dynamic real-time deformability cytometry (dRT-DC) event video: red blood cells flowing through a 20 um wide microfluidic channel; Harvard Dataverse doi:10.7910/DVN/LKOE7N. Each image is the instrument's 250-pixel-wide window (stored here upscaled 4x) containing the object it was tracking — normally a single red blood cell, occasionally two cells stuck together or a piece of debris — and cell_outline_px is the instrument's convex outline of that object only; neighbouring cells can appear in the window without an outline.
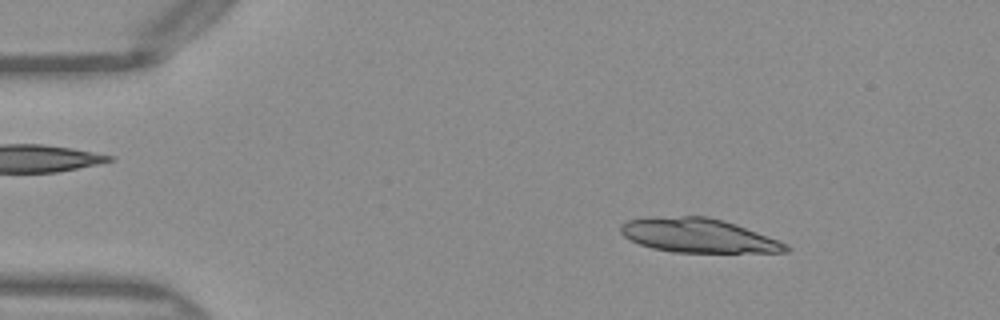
{"species": "Egyptian fruit bat (a non-hibernating species)", "species_latin": "Rousettus aegyptiacus", "temperature_condition": "warm", "stored_images_in_passage": 48, "camera_frame_rate_fps": 3000, "um_per_image_px": 0.085, "frame": {"image": 1, "passage_image": 6, "time_ms": 1.667, "image_size_px": [1000, 320], "cell_outline_px": [[792, 248], [788, 252], [672, 252], [652, 248], [640, 244], [624, 236], [620, 232], [620, 224], [628, 220], [648, 216], [708, 216], [724, 220], [736, 224], [788, 244]], "centroid_in_image_um": [59.33, 20.0], "position_along_channel_um": 25.7, "area_um2": 32.95}}